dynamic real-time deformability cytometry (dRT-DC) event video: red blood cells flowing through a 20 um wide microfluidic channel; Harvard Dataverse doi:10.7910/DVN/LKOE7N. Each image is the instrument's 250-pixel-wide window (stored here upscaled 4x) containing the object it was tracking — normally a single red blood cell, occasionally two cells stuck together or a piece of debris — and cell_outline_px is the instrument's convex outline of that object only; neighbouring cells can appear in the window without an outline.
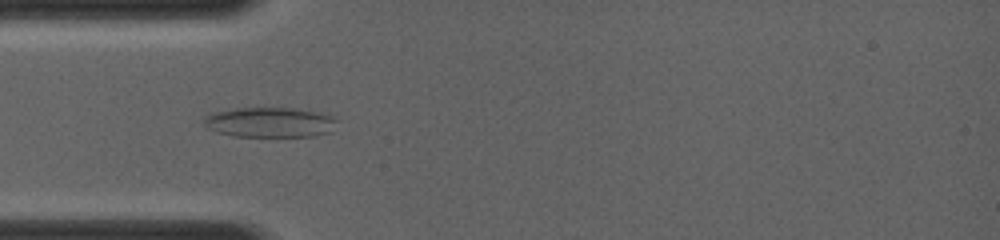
{"species": "common noctule bat (a hibernating species)", "species_latin": "Nyctalus noctula", "temperature_condition": "room temperature", "stored_images_in_passage": 51, "camera_frame_rate_fps": 4000, "um_per_image_px": 0.085, "animal": {"sex": "female", "body_mass_g": 19.0, "forearm_length_mm": 56.7}, "frame": {"image": 1, "passage_image": 15, "time_ms": 3.5, "image_size_px": [1000, 240], "cell_outline_px": [[340, 120], [332, 132], [312, 136], [232, 136], [216, 132], [208, 128], [204, 124], [204, 116], [212, 112], [236, 108], [292, 108], [316, 112], [332, 116]], "centroid_in_image_um": [22.95, 10.4], "position_along_channel_um": 62.1, "area_um2": 23.47}}
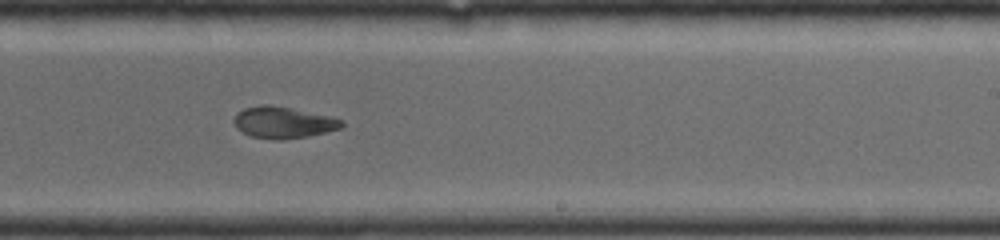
{"frame": {"image": 2, "passage_image": 32, "time_ms": 7.75, "image_size_px": [1000, 240], "cell_outline_px": [[344, 128], [308, 136], [284, 140], [276, 140], [252, 136], [236, 128], [232, 120], [236, 112], [244, 108], [260, 104], [268, 104], [292, 108], [328, 116], [344, 120]], "centroid_in_image_um": [24.07, 10.4], "position_along_channel_um": 264.9, "area_um2": 20.0}}
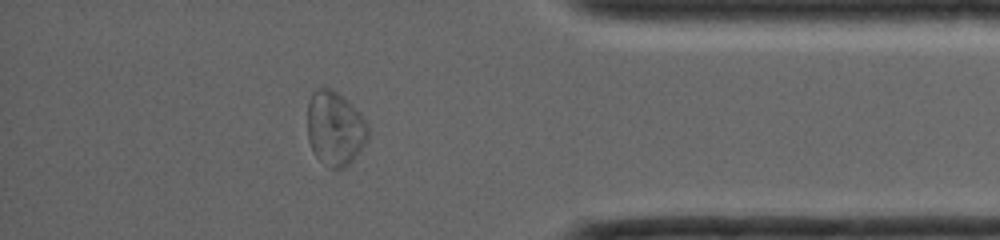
{"frame": {"image": 3, "passage_image": 45, "time_ms": 11.0, "image_size_px": [1000, 240], "cell_outline_px": [[368, 140], [356, 156], [344, 168], [328, 168], [312, 152], [308, 140], [308, 100], [312, 92], [316, 88], [332, 88], [344, 96], [360, 112], [368, 128]], "centroid_in_image_um": [28.46, 10.9], "position_along_channel_um": 406.7, "area_um2": 26.53}}